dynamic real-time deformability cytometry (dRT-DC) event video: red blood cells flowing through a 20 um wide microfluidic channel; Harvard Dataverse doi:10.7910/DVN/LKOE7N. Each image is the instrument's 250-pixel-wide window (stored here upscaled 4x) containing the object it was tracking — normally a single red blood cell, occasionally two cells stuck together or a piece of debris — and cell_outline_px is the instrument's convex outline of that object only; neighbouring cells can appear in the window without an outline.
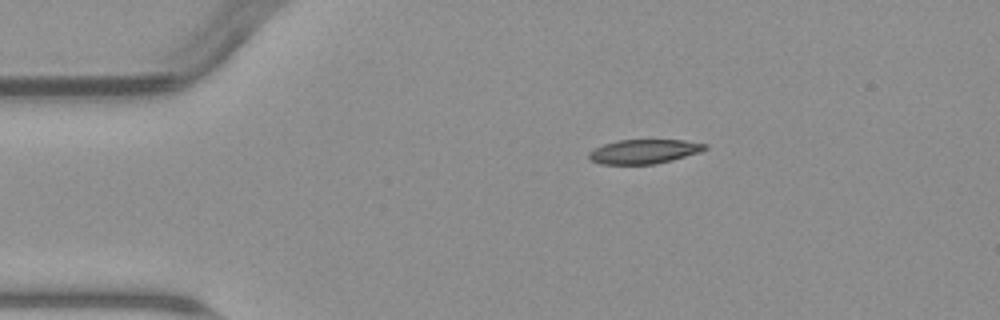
{"species": "common noctule bat (a hibernating species)", "species_latin": "Nyctalus noctula", "temperature_condition": "warm", "stored_images_in_passage": 5, "camera_frame_rate_fps": 3000, "um_per_image_px": 0.085, "animal": {"sex": "male", "body_mass_g": 23.1, "forearm_length_mm": 52.7}, "frame": {"image": 1, "passage_image": 1, "time_ms": 0.0, "image_size_px": [1000, 320], "cell_outline_px": [[708, 148], [700, 152], [672, 160], [652, 164], [600, 164], [592, 160], [588, 156], [588, 152], [604, 144], [616, 140], [684, 140], [708, 144]], "centroid_in_image_um": [54.76, 12.87], "position_along_channel_um": 30.2, "area_um2": 16.36}}
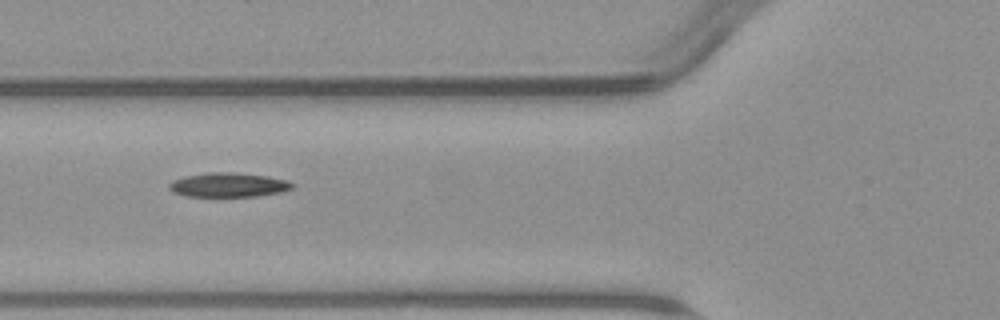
{"frame": {"image": 2, "passage_image": 4, "time_ms": 3.333, "image_size_px": [1000, 320], "cell_outline_px": [[296, 184], [292, 188], [280, 192], [256, 196], [184, 196], [172, 192], [168, 188], [168, 184], [172, 180], [184, 176], [208, 172], [232, 172], [268, 176], [288, 180]], "centroid_in_image_um": [19.39, 15.71], "position_along_channel_um": 106.4, "area_um2": 17.57}}
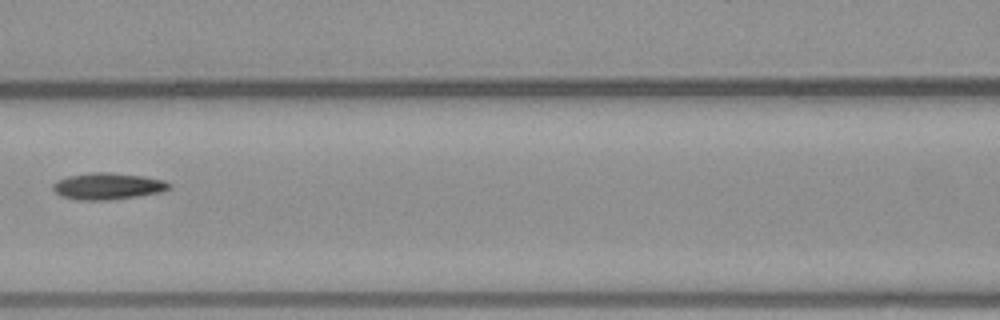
{"frame": {"image": 3, "passage_image": 5, "time_ms": 4.667, "image_size_px": [1000, 320], "cell_outline_px": [[172, 188], [160, 192], [136, 196], [108, 200], [76, 200], [60, 196], [52, 188], [52, 184], [56, 180], [68, 176], [92, 172], [108, 172], [144, 176], [164, 180], [172, 184]], "centroid_in_image_um": [9.15, 15.82], "position_along_channel_um": 157.5, "area_um2": 18.15}}